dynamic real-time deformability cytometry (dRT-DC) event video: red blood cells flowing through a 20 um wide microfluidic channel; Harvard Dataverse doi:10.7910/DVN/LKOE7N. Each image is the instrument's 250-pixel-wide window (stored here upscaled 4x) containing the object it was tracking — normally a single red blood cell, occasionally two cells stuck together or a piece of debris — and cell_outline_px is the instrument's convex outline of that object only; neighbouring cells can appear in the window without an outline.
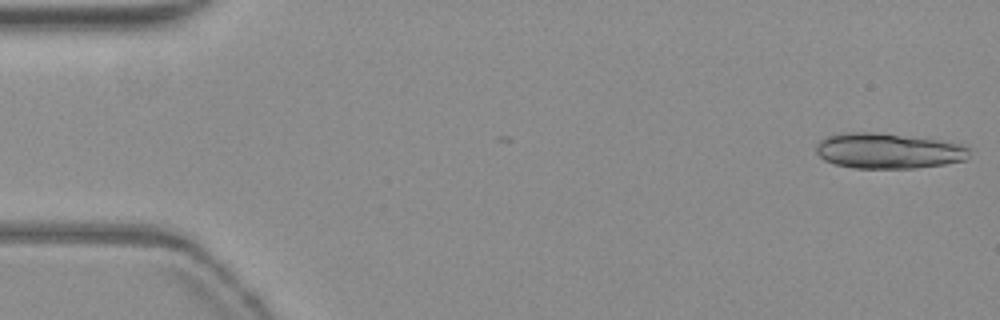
{"species": "common noctule bat (a hibernating species)", "species_latin": "Nyctalus noctula", "temperature_condition": "warm", "stored_images_in_passage": 46, "camera_frame_rate_fps": 3000, "um_per_image_px": 0.085, "animal": {"sex": "female", "body_mass_g": 19.3, "forearm_length_mm": 54.1}, "frame": {"image": 1, "passage_image": 1, "time_ms": 0.0, "image_size_px": [1000, 320], "cell_outline_px": [[968, 152], [964, 160], [944, 164], [916, 168], [856, 168], [832, 164], [824, 160], [816, 152], [816, 144], [820, 140], [828, 136], [844, 132], [868, 132], [936, 140], [968, 148]], "centroid_in_image_um": [75.38, 12.84], "position_along_channel_um": 9.6, "area_um2": 30.92}}
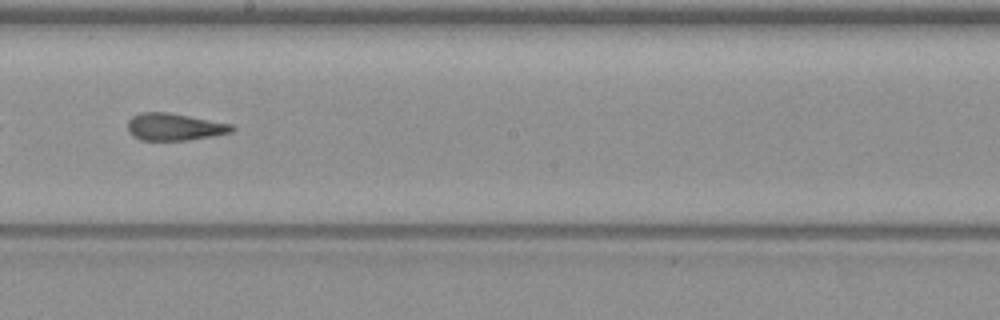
{"frame": {"image": 2, "passage_image": 30, "time_ms": 9.667, "image_size_px": [1000, 320], "cell_outline_px": [[236, 128], [232, 132], [188, 140], [140, 140], [132, 136], [128, 132], [128, 120], [132, 116], [140, 112], [168, 112], [232, 124]], "centroid_in_image_um": [14.79, 10.78], "position_along_channel_um": 233.4, "area_um2": 16.53}}
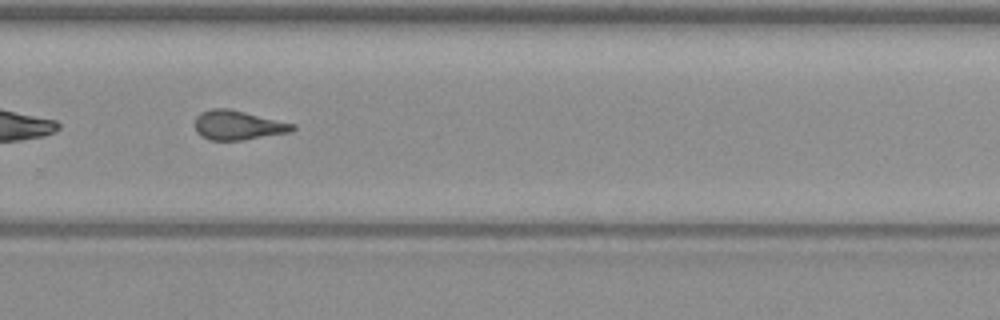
{"frame": {"image": 3, "passage_image": 36, "time_ms": 11.667, "image_size_px": [1000, 320], "cell_outline_px": [[296, 128], [292, 132], [244, 140], [208, 140], [200, 136], [196, 132], [196, 116], [200, 112], [212, 108], [228, 108], [296, 124]], "centroid_in_image_um": [20.24, 10.65], "position_along_channel_um": 309.6, "area_um2": 16.88}, "authors_computed_cell_mechanics": {"area_um2": 17.2822, "velocity_mm_per_s": 3.8289, "shape_relaxation_time_tau1_ms": null, "shape_relaxation_time_tau2_ms": 2.0625, "deformation_change_tau1": null, "deformation_change_tau2": 0.1088}}